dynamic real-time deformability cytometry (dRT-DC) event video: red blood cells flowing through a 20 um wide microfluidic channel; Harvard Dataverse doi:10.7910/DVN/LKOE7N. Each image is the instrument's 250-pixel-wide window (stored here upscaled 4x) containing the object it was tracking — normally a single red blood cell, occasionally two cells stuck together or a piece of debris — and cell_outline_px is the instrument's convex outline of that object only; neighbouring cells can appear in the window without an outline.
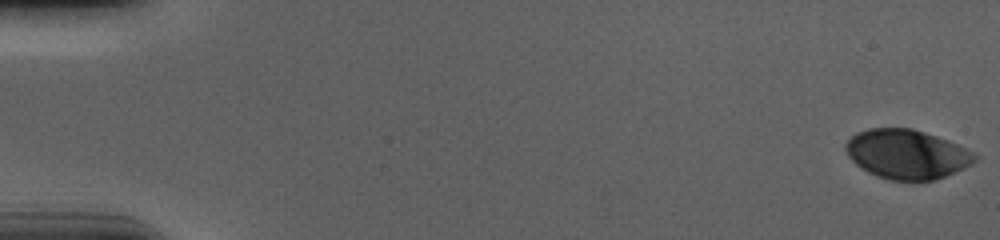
{"species": "human", "species_latin": "Homo sapiens", "temperature_condition": "cold", "stored_images_in_passage": 57, "camera_frame_rate_fps": 3000, "um_per_image_px": 0.085, "donor": {"sex": "male"}, "frame": {"image": 1, "passage_image": 1, "time_ms": 0.0, "image_size_px": [1000, 240], "cell_outline_px": [[976, 160], [972, 164], [964, 168], [944, 176], [932, 180], [888, 180], [876, 176], [860, 168], [848, 156], [844, 148], [844, 144], [856, 132], [868, 128], [912, 128], [948, 140], [968, 148], [976, 156]], "centroid_in_image_um": [77.05, 13.1], "position_along_channel_um": 7.9, "area_um2": 37.17}}
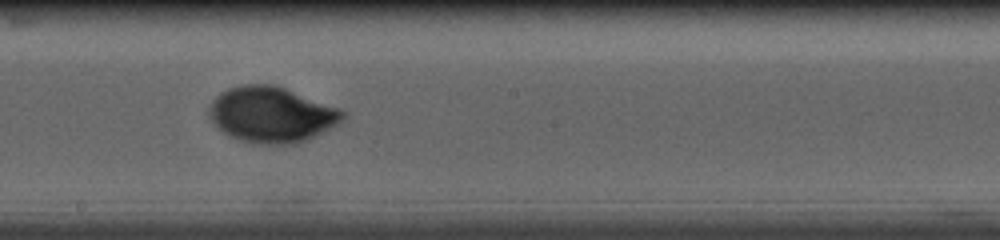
{"frame": {"image": 2, "passage_image": 33, "time_ms": 10.667, "image_size_px": [1000, 240], "cell_outline_px": [[348, 116], [344, 120], [308, 140], [296, 144], [252, 144], [228, 136], [208, 116], [208, 104], [220, 92], [228, 88], [244, 84], [276, 84], [340, 108], [348, 112]], "centroid_in_image_um": [23.1, 9.73], "position_along_channel_um": 225.1, "area_um2": 43.99}}
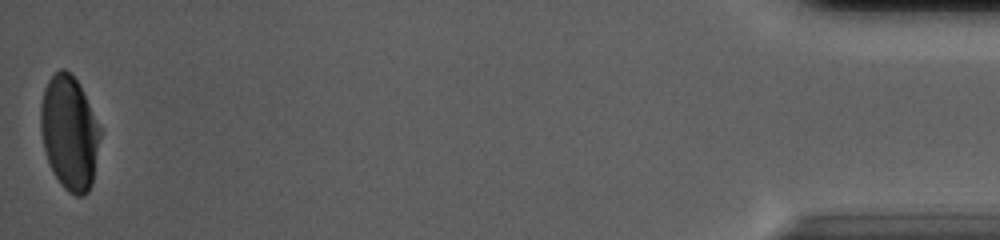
{"frame": {"image": 3, "passage_image": 57, "time_ms": 18.667, "image_size_px": [1000, 240], "cell_outline_px": [[100, 136], [92, 184], [88, 192], [84, 196], [76, 196], [68, 192], [60, 184], [52, 172], [44, 148], [40, 132], [40, 104], [44, 88], [48, 80], [60, 68], [64, 68], [80, 84], [100, 128]], "centroid_in_image_um": [5.88, 11.3], "position_along_channel_um": 429.3, "area_um2": 39.59}, "authors_computed_cell_mechanics": {"area_um2": 40.2288, "velocity_mm_per_s": 3.6738, "shape_relaxation_time_tau1_ms": 3.7722, "shape_relaxation_time_tau2_ms": null, "deformation_change_tau1": 0.1472, "deformation_change_tau2": null}}